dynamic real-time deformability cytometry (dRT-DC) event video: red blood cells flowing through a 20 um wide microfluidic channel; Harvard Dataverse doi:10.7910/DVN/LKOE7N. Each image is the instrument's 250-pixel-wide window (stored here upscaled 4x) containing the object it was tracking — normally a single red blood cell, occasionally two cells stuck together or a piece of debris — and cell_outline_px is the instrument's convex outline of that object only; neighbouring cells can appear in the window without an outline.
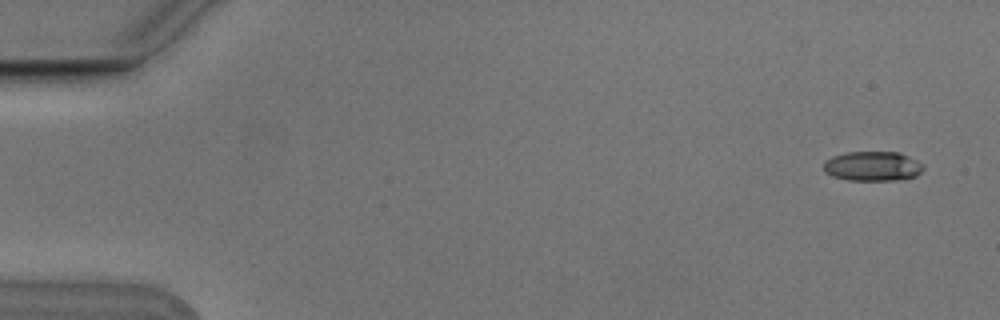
{"species": "Egyptian fruit bat (a non-hibernating species)", "species_latin": "Rousettus aegyptiacus", "temperature_condition": "cold", "stored_images_in_passage": 5, "segment_of_instrument_passage": [1, 2], "camera_frame_rate_fps": 3000, "um_per_image_px": 0.085, "animal": {"sex": "male"}, "frame": {"image": 1, "passage_image": 1, "time_ms": 0.0, "image_size_px": [1000, 320], "cell_outline_px": [[924, 168], [916, 176], [896, 180], [848, 180], [832, 176], [824, 172], [824, 164], [832, 156], [848, 152], [900, 152], [924, 164]], "centroid_in_image_um": [74.19, 14.12], "position_along_channel_um": 10.8, "area_um2": 17.17}}